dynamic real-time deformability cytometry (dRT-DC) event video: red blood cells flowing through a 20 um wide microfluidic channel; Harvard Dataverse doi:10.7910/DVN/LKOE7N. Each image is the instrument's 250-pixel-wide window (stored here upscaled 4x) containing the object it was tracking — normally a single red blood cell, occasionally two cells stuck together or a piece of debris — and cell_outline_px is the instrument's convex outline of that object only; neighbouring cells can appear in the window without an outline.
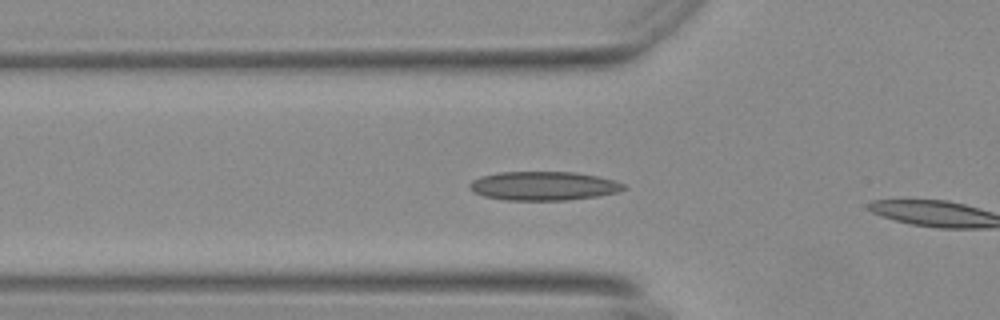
{"species": "Egyptian fruit bat (a non-hibernating species)", "species_latin": "Rousettus aegyptiacus", "temperature_condition": "warm", "stored_images_in_passage": 8, "camera_frame_rate_fps": 3000, "um_per_image_px": 0.085, "animal": {"sex": "female"}, "frame": {"image": 1, "passage_image": 7, "time_ms": 2.0, "image_size_px": [1000, 320], "cell_outline_px": [[628, 188], [616, 192], [596, 196], [568, 200], [504, 200], [484, 196], [472, 192], [468, 188], [468, 184], [472, 180], [480, 176], [500, 172], [572, 172], [596, 176], [612, 180], [624, 184]], "centroid_in_image_um": [46.13, 15.8], "position_along_channel_um": 79.7, "area_um2": 25.89}}